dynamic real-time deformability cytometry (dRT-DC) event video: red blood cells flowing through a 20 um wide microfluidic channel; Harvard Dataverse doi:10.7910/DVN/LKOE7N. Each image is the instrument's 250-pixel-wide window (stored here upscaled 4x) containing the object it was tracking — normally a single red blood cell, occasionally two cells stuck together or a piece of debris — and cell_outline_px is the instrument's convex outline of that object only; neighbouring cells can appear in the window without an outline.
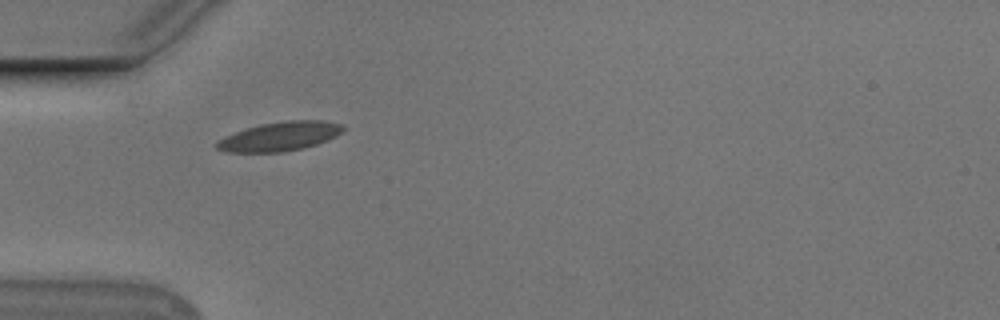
{"species": "Egyptian fruit bat (a non-hibernating species)", "species_latin": "Rousettus aegyptiacus", "temperature_condition": "cold", "stored_images_in_passage": 39, "camera_frame_rate_fps": 3000, "um_per_image_px": 0.085, "animal": {"sex": "male"}, "frame": {"image": 1, "passage_image": 1, "time_ms": 0.0, "image_size_px": [1000, 320], "cell_outline_px": [[344, 128], [336, 136], [316, 144], [304, 148], [280, 152], [224, 152], [216, 148], [216, 140], [224, 136], [260, 124], [288, 120], [324, 120], [340, 124]], "centroid_in_image_um": [23.74, 11.59], "position_along_channel_um": 61.3, "area_um2": 21.27}}
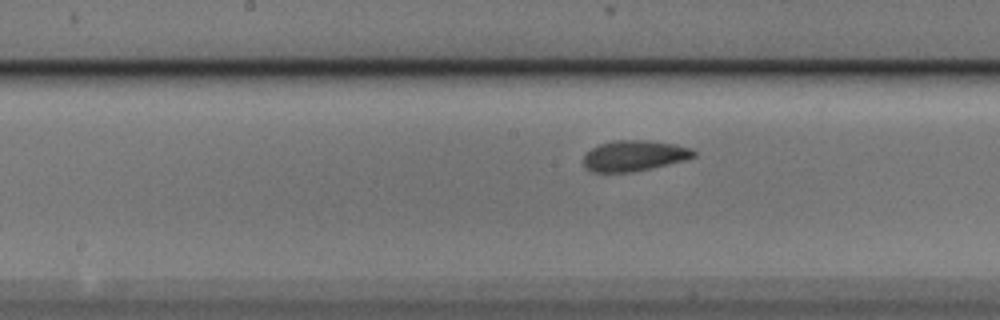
{"frame": {"image": 2, "passage_image": 12, "time_ms": 3.667, "image_size_px": [1000, 320], "cell_outline_px": [[696, 156], [684, 160], [652, 168], [632, 172], [592, 172], [584, 168], [584, 156], [592, 148], [600, 144], [616, 140], [648, 140], [676, 144], [692, 148], [696, 152]], "centroid_in_image_um": [53.92, 13.24], "position_along_channel_um": 194.3, "area_um2": 19.77}}
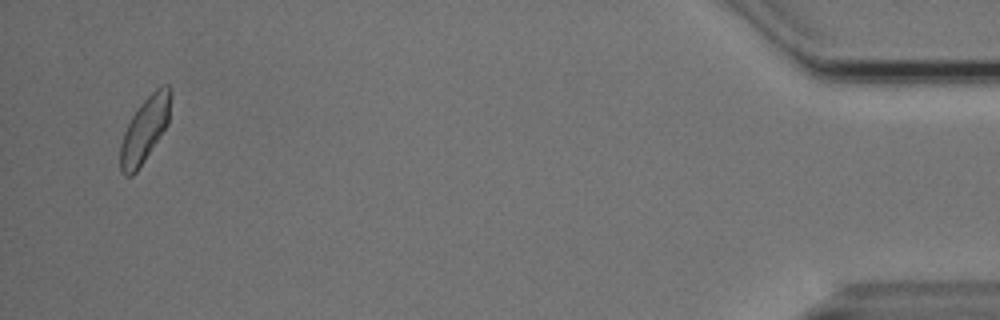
{"frame": {"image": 3, "passage_image": 37, "time_ms": 12.0, "image_size_px": [1000, 320], "cell_outline_px": [[172, 96], [168, 124], [136, 172], [132, 176], [124, 176], [120, 172], [120, 144], [124, 132], [132, 116], [140, 104], [156, 88], [164, 84], [168, 84], [172, 88]], "centroid_in_image_um": [12.32, 10.99], "position_along_channel_um": 422.9, "area_um2": 19.13}, "authors_computed_cell_mechanics": {"area_um2": 19.4786, "velocity_mm_per_s": 3.7149, "shape_relaxation_time_tau1_ms": 2.162, "shape_relaxation_time_tau2_ms": 1.4864, "deformation_change_tau1": 0.1153, "deformation_change_tau2": 0.0695}}